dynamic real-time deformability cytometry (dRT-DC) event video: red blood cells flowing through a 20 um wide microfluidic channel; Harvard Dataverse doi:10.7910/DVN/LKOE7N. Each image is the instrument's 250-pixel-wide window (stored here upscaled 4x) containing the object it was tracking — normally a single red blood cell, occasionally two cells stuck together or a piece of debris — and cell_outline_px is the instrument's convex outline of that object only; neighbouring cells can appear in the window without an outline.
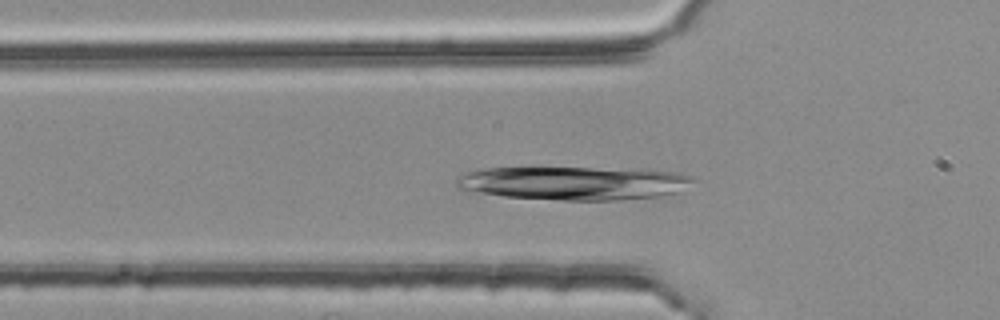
{"species": "common noctule bat (a hibernating species)", "species_latin": "Nyctalus noctula", "temperature_condition": "room temperature", "stored_images_in_passage": 40, "camera_frame_rate_fps": 3000, "um_per_image_px": 0.085, "animal": {"sex": "female", "body_mass_g": 25.1}, "frame": {"image": 1, "passage_image": 7, "time_ms": 2.0, "image_size_px": [1000, 320], "cell_outline_px": [[700, 180], [676, 192], [660, 196], [620, 200], [560, 200], [504, 196], [464, 192], [456, 188], [456, 176], [464, 172], [480, 168], [536, 164], [648, 168], [676, 172], [692, 176]], "centroid_in_image_um": [48.68, 15.48], "position_along_channel_um": 77.1, "area_um2": 49.77}}
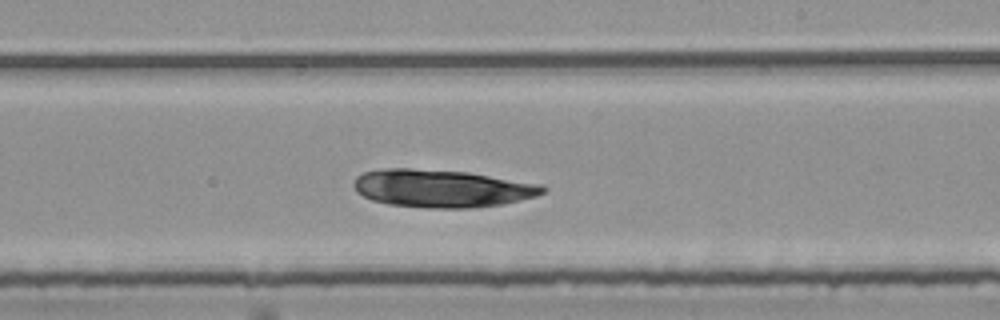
{"frame": {"image": 2, "passage_image": 21, "time_ms": 6.667, "image_size_px": [1000, 320], "cell_outline_px": [[548, 188], [544, 192], [536, 196], [504, 204], [472, 208], [428, 208], [388, 204], [372, 200], [356, 192], [352, 184], [356, 176], [364, 172], [388, 168], [412, 168], [468, 172], [540, 184]], "centroid_in_image_um": [37.54, 16.02], "position_along_channel_um": 251.5, "area_um2": 41.67}}
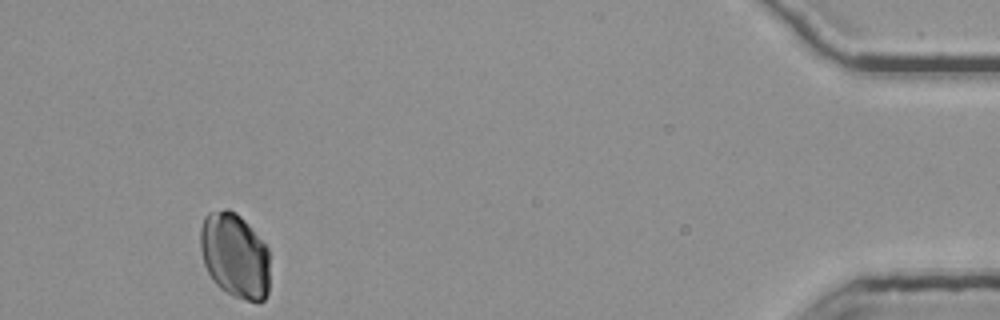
{"frame": {"image": 3, "passage_image": 40, "time_ms": 13.0, "image_size_px": [1000, 320], "cell_outline_px": [[268, 292], [264, 300], [248, 300], [232, 296], [220, 288], [212, 280], [204, 264], [200, 248], [200, 228], [204, 216], [208, 212], [224, 208], [228, 208], [236, 212], [244, 220], [268, 248]], "centroid_in_image_um": [19.92, 21.69], "position_along_channel_um": 415.3, "area_um2": 34.45}}